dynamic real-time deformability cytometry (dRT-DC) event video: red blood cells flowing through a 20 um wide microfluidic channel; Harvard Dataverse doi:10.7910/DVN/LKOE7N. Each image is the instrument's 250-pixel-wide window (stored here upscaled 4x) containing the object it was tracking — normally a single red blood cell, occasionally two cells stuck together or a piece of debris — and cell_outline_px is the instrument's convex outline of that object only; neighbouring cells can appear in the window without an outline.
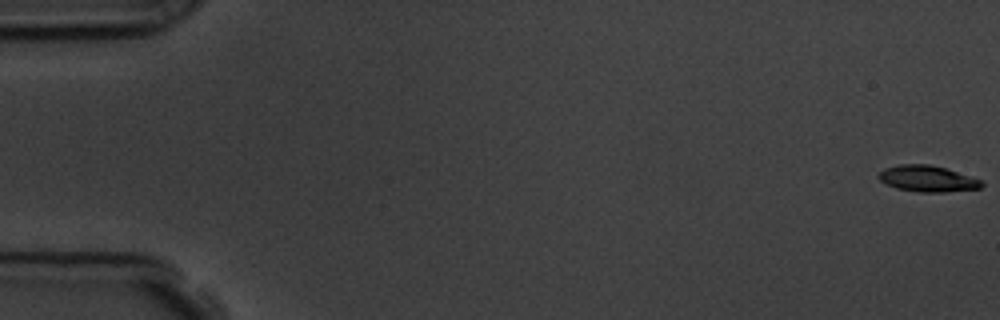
{"species": "common noctule bat (a hibernating species)", "species_latin": "Nyctalus noctula", "temperature_condition": "room temperature", "stored_images_in_passage": 18, "camera_frame_rate_fps": 3000, "um_per_image_px": 0.085, "animal": {"sex": "male", "body_mass_g": 19.5, "forearm_length_mm": 54.6}, "frame": {"image": 1, "passage_image": 1, "time_ms": 0.0, "image_size_px": [1000, 320], "cell_outline_px": [[984, 184], [980, 188], [944, 192], [920, 192], [896, 188], [880, 180], [876, 176], [884, 168], [900, 164], [928, 164], [944, 168], [984, 180]], "centroid_in_image_um": [78.85, 15.18], "position_along_channel_um": 6.2, "area_um2": 15.66}}